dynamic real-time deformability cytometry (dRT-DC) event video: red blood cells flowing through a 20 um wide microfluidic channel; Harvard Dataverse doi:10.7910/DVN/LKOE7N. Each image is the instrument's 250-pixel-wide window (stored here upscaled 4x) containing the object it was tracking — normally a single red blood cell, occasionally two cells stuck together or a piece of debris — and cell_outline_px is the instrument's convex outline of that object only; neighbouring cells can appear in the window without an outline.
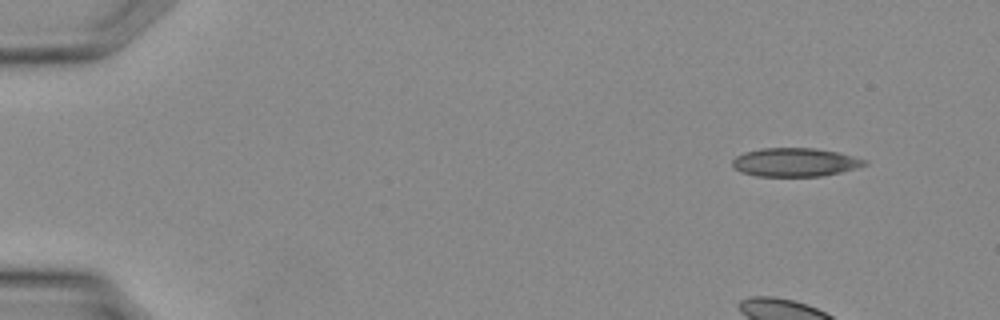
{"species": "Egyptian fruit bat (a non-hibernating species)", "species_latin": "Rousettus aegyptiacus", "temperature_condition": "warm", "stored_images_in_passage": 35, "camera_frame_rate_fps": 3000, "um_per_image_px": 0.085, "animal": {"sex": "female"}, "frame": {"image": 1, "passage_image": 1, "time_ms": 0.0, "image_size_px": [1000, 320], "cell_outline_px": [[868, 164], [856, 168], [824, 176], [756, 176], [740, 172], [732, 164], [732, 160], [736, 156], [744, 152], [760, 148], [816, 148], [836, 152], [868, 160]], "centroid_in_image_um": [67.57, 13.79], "position_along_channel_um": 17.4, "area_um2": 22.02}}